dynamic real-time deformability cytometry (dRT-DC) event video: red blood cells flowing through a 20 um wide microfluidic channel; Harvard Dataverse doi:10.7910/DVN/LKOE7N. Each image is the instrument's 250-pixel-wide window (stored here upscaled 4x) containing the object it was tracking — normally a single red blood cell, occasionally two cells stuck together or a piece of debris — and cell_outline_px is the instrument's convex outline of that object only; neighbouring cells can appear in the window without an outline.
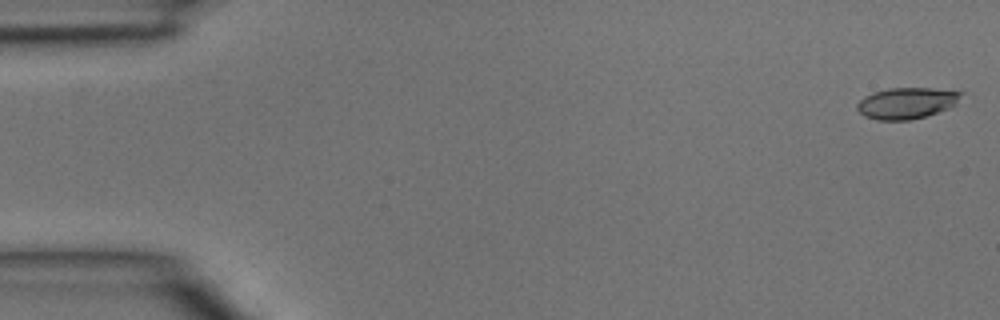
{"species": "common noctule bat (a hibernating species)", "species_latin": "Nyctalus noctula", "temperature_condition": "room temperature", "stored_images_in_passage": 5, "camera_frame_rate_fps": 3000, "um_per_image_px": 0.085, "animal": {"sex": "male", "body_mass_g": 15.6}, "frame": {"image": 1, "passage_image": 1, "time_ms": 0.0, "image_size_px": [1000, 320], "cell_outline_px": [[964, 92], [956, 104], [948, 108], [912, 120], [876, 120], [864, 116], [856, 108], [856, 104], [864, 96], [872, 92], [888, 88], [932, 88]], "centroid_in_image_um": [77.03, 8.76], "position_along_channel_um": 8.0, "area_um2": 18.96}}